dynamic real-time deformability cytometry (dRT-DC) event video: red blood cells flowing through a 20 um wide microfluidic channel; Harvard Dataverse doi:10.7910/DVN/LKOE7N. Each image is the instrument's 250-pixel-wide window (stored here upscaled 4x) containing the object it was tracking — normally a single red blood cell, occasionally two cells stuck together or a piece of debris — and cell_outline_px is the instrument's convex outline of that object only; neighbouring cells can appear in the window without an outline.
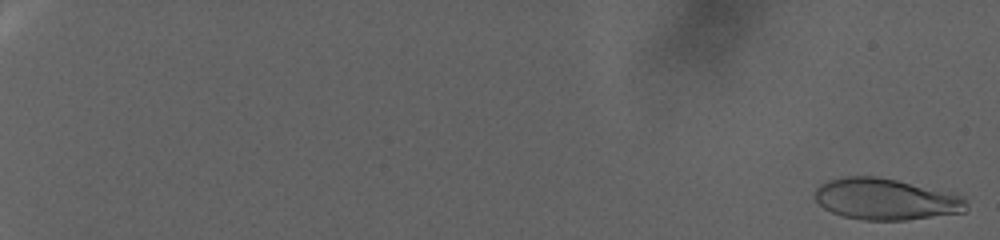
{"species": "human", "species_latin": "Homo sapiens", "temperature_condition": "warm", "stored_images_in_passage": 70, "camera_frame_rate_fps": 3000, "um_per_image_px": 0.085, "donor": {"sex": "female"}, "frame": {"image": 1, "passage_image": 2, "time_ms": 0.333, "image_size_px": [1000, 240], "cell_outline_px": [[968, 208], [964, 212], [904, 220], [864, 220], [844, 216], [832, 212], [824, 208], [816, 200], [816, 188], [820, 184], [828, 180], [844, 176], [876, 176], [956, 192], [964, 196], [968, 204]], "centroid_in_image_um": [75.35, 16.92], "position_along_channel_um": 9.7, "area_um2": 36.76}}
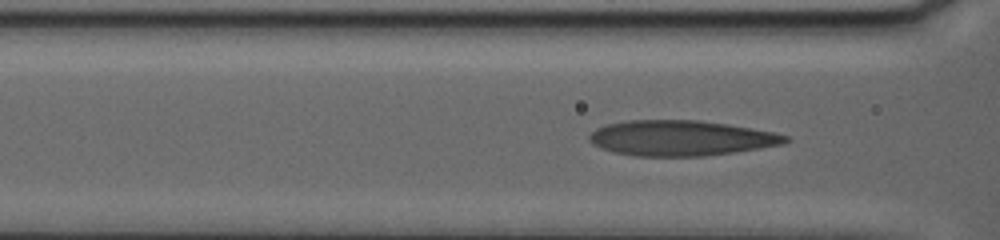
{"frame": {"image": 2, "passage_image": 47, "time_ms": 15.333, "image_size_px": [1000, 240], "cell_outline_px": [[792, 140], [784, 144], [736, 152], [704, 156], [636, 156], [612, 152], [600, 148], [592, 144], [588, 140], [588, 136], [596, 128], [604, 124], [624, 120], [696, 120], [728, 124], [776, 132], [788, 136]], "centroid_in_image_um": [57.87, 11.73], "position_along_channel_um": 108.7, "area_um2": 40.86}}
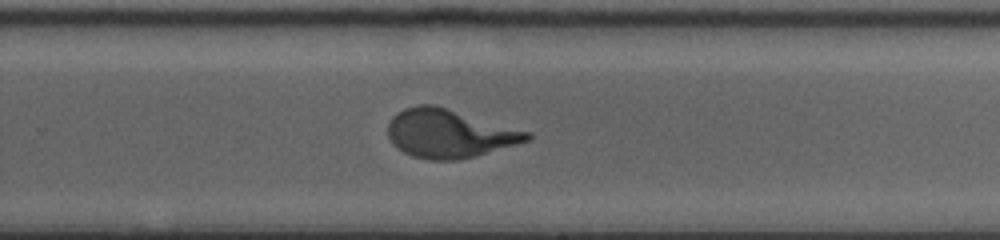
{"frame": {"image": 3, "passage_image": 70, "time_ms": 23.0, "image_size_px": [1000, 240], "cell_outline_px": [[532, 136], [528, 140], [472, 156], [456, 160], [428, 160], [412, 156], [404, 152], [392, 144], [388, 136], [388, 124], [392, 116], [396, 112], [404, 108], [420, 104], [432, 104], [532, 132]], "centroid_in_image_um": [38.13, 11.33], "position_along_channel_um": 291.7, "area_um2": 38.9}}